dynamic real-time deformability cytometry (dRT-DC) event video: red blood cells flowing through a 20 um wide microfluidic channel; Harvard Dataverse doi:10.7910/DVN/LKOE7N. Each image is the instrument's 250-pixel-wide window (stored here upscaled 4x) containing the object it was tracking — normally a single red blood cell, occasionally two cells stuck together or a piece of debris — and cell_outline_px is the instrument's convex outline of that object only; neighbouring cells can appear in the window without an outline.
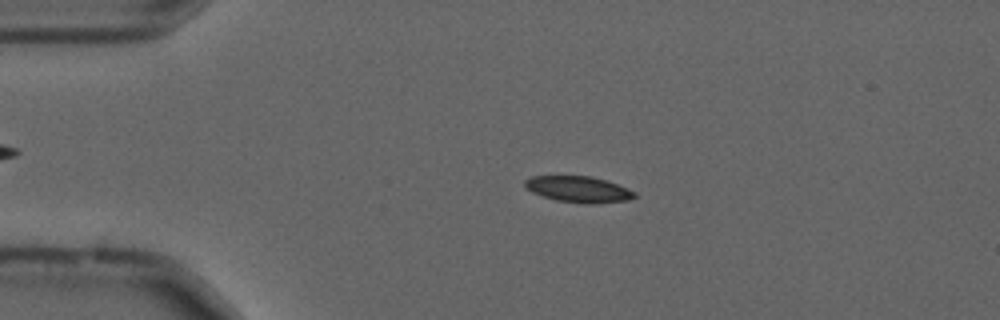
{"species": "common noctule bat (a hibernating species)", "species_latin": "Nyctalus noctula", "temperature_condition": "cold", "stored_images_in_passage": 54, "camera_frame_rate_fps": 3000, "um_per_image_px": 0.085, "animal": {"sex": "male", "forearm_length_mm": 52.5}, "frame": {"image": 1, "passage_image": 11, "time_ms": 3.333, "image_size_px": [1000, 320], "cell_outline_px": [[636, 196], [628, 200], [596, 204], [584, 204], [556, 200], [532, 192], [524, 184], [524, 180], [532, 176], [592, 176], [628, 188], [636, 192]], "centroid_in_image_um": [49.19, 16.09], "position_along_channel_um": 35.8, "area_um2": 16.65}}
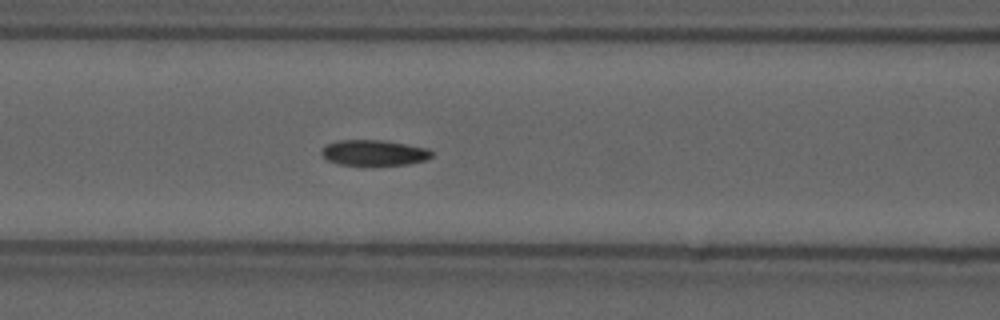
{"frame": {"image": 2, "passage_image": 22, "time_ms": 7.0, "image_size_px": [1000, 320], "cell_outline_px": [[432, 156], [424, 160], [408, 164], [340, 164], [328, 160], [320, 152], [328, 144], [340, 140], [384, 140], [428, 148], [432, 152]], "centroid_in_image_um": [31.82, 12.96], "position_along_channel_um": 134.8, "area_um2": 16.01}}
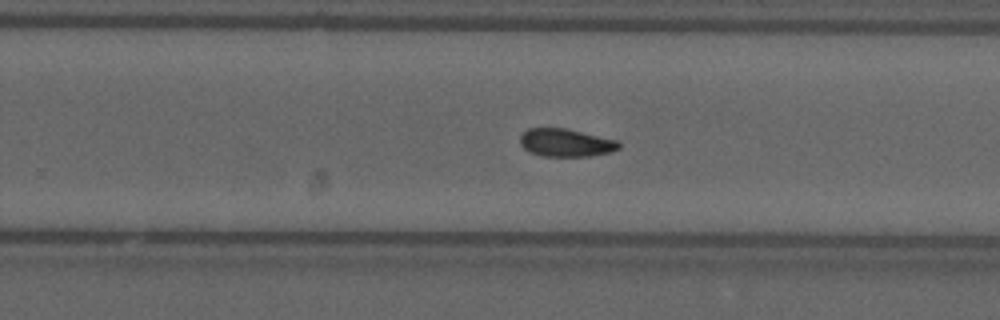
{"frame": {"image": 3, "passage_image": 34, "time_ms": 11.0, "image_size_px": [1000, 320], "cell_outline_px": [[620, 148], [612, 152], [588, 156], [544, 156], [528, 152], [520, 144], [520, 136], [528, 128], [564, 128], [616, 140], [620, 144]], "centroid_in_image_um": [48.07, 12.14], "position_along_channel_um": 281.7, "area_um2": 15.95}, "authors_computed_cell_mechanics": {"area_um2": 16.2707, "velocity_mm_per_s": 3.6821, "shape_relaxation_time_tau1_ms": 4.354, "shape_relaxation_time_tau2_ms": 6.8208, "deformation_change_tau1": 0.1012, "deformation_change_tau2": 0.1099}}